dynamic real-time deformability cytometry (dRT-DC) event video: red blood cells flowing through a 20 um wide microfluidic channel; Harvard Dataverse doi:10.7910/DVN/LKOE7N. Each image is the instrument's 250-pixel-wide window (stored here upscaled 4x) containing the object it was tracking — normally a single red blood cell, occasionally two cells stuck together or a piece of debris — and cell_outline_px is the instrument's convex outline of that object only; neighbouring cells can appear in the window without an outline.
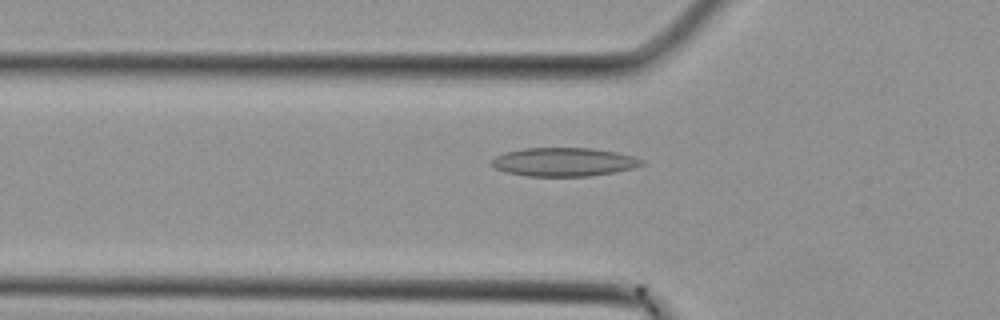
{"species": "Egyptian fruit bat (a non-hibernating species)", "species_latin": "Rousettus aegyptiacus", "temperature_condition": "cold", "stored_images_in_passage": 5, "camera_frame_rate_fps": 3000, "um_per_image_px": 0.085, "animal": {"sex": "female"}, "frame": {"image": 1, "passage_image": 4, "time_ms": 1.0, "image_size_px": [1000, 320], "cell_outline_px": [[644, 164], [632, 168], [616, 172], [592, 176], [524, 176], [504, 172], [496, 168], [492, 164], [492, 160], [496, 156], [504, 152], [524, 148], [592, 148], [616, 152], [632, 156], [644, 160]], "centroid_in_image_um": [47.92, 13.77], "position_along_channel_um": 77.9, "area_um2": 25.09}}